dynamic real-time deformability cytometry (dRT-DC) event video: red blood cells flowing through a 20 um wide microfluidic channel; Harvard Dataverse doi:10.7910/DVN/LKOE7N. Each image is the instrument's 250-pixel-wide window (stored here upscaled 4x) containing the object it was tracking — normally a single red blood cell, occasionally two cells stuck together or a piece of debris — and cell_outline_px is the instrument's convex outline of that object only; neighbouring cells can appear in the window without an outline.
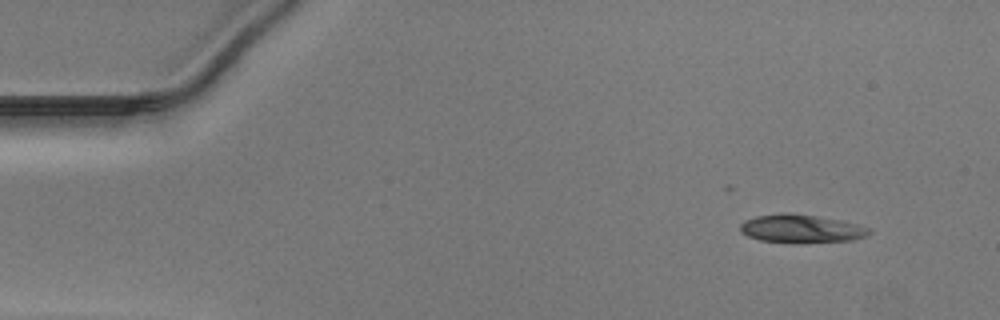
{"species": "Egyptian fruit bat (a non-hibernating species)", "species_latin": "Rousettus aegyptiacus", "temperature_condition": "warm", "stored_images_in_passage": 24, "camera_frame_rate_fps": 3000, "um_per_image_px": 0.085, "animal": {"sex": "male"}, "frame": {"image": 1, "passage_image": 1, "time_ms": 0.0, "image_size_px": [1000, 320], "cell_outline_px": [[872, 232], [864, 236], [852, 240], [796, 244], [792, 244], [760, 240], [748, 236], [740, 232], [740, 224], [744, 220], [756, 216], [780, 212], [792, 212], [840, 220], [872, 228]], "centroid_in_image_um": [68.07, 19.44], "position_along_channel_um": 16.9, "area_um2": 21.73}}
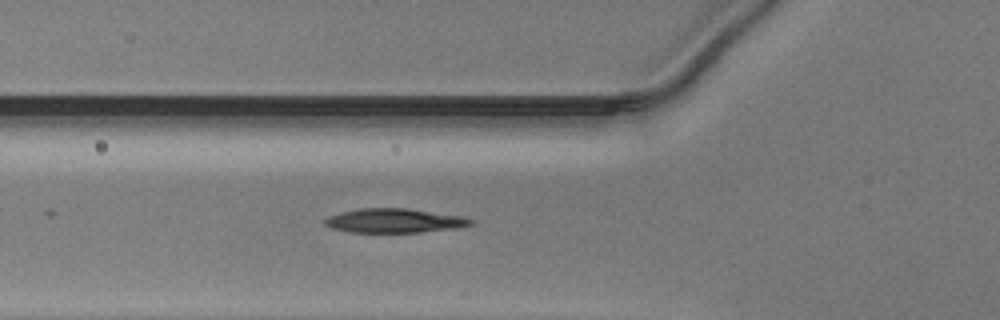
{"frame": {"image": 2, "passage_image": 14, "time_ms": 4.333, "image_size_px": [1000, 320], "cell_outline_px": [[476, 224], [456, 228], [420, 232], [348, 232], [332, 228], [324, 224], [324, 220], [328, 216], [340, 212], [360, 208], [408, 208], [464, 216], [476, 220]], "centroid_in_image_um": [33.57, 18.75], "position_along_channel_um": 92.2, "area_um2": 20.81}}
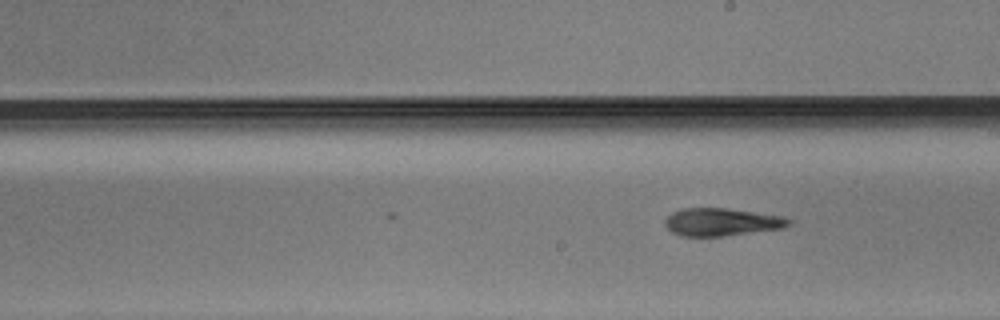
{"frame": {"image": 3, "passage_image": 24, "time_ms": 7.667, "image_size_px": [1000, 320], "cell_outline_px": [[792, 224], [784, 228], [724, 236], [680, 236], [672, 232], [664, 224], [664, 220], [672, 212], [684, 208], [728, 208], [784, 216], [792, 220]], "centroid_in_image_um": [61.37, 18.87], "position_along_channel_um": 227.6, "area_um2": 20.17}}